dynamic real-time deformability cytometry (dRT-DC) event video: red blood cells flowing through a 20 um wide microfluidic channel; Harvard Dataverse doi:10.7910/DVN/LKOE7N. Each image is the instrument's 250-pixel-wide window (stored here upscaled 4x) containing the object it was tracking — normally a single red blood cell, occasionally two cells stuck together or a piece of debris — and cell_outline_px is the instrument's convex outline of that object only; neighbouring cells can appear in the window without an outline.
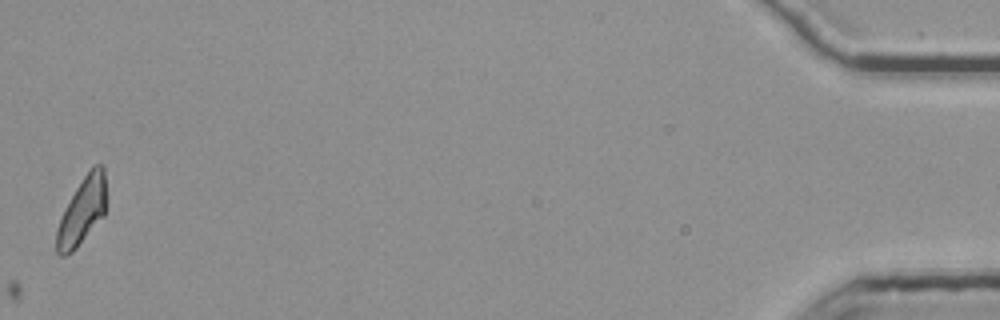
{"species": "common noctule bat (a hibernating species)", "species_latin": "Nyctalus noctula", "temperature_condition": "room temperature", "stored_images_in_passage": 60, "camera_frame_rate_fps": 3000, "um_per_image_px": 0.085, "animal": {"sex": "female", "body_mass_g": 25.1}, "frame": {"image": 1, "passage_image": 60, "time_ms": 19.667, "image_size_px": [1000, 320], "cell_outline_px": [[104, 216], [76, 248], [72, 252], [64, 256], [60, 256], [56, 252], [56, 232], [60, 220], [76, 188], [92, 164], [104, 164]], "centroid_in_image_um": [6.97, 17.95], "position_along_channel_um": 428.2, "area_um2": 18.9}}